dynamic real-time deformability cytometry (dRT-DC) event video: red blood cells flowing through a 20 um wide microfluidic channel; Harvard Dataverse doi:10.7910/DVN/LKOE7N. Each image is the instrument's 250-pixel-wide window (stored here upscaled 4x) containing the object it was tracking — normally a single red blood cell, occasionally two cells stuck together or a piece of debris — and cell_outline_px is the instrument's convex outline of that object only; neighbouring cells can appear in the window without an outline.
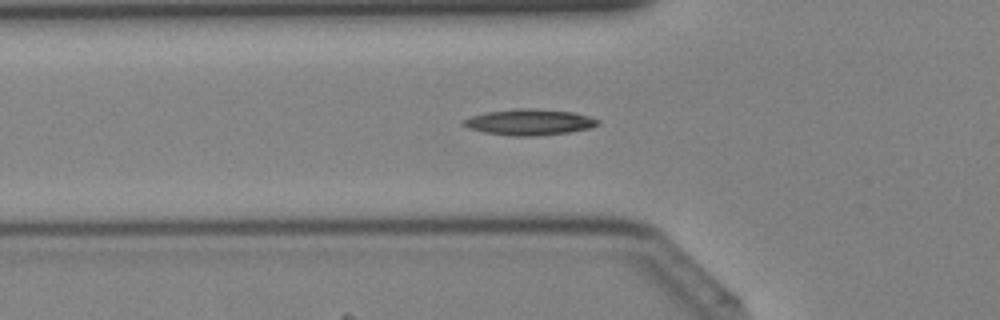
{"species": "Egyptian fruit bat (a non-hibernating species)", "species_latin": "Rousettus aegyptiacus", "temperature_condition": "cold", "stored_images_in_passage": 31, "camera_frame_rate_fps": 3000, "um_per_image_px": 0.085, "animal": {"sex": "female"}, "frame": {"image": 1, "passage_image": 3, "time_ms": 0.667, "image_size_px": [1000, 320], "cell_outline_px": [[600, 124], [592, 128], [568, 132], [536, 136], [516, 136], [484, 132], [468, 128], [460, 124], [460, 120], [484, 112], [516, 108], [532, 108], [572, 112], [588, 116], [600, 120]], "centroid_in_image_um": [44.97, 10.37], "position_along_channel_um": 80.8, "area_um2": 20.52}}
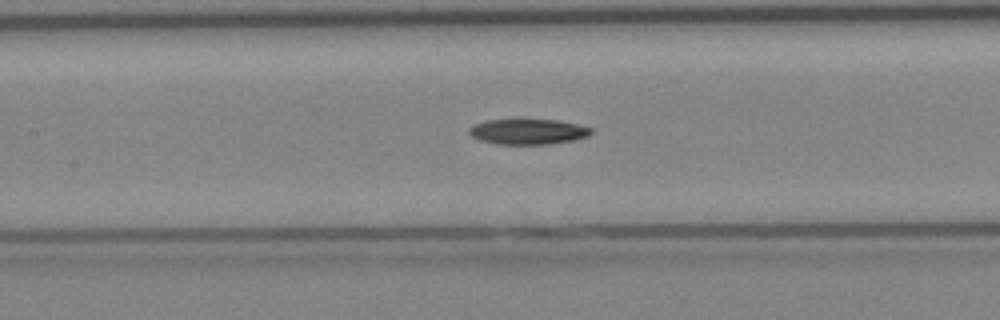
{"frame": {"image": 2, "passage_image": 8, "time_ms": 2.333, "image_size_px": [1000, 320], "cell_outline_px": [[592, 132], [588, 136], [572, 140], [552, 144], [496, 144], [480, 140], [472, 136], [468, 132], [468, 128], [476, 124], [488, 120], [556, 120], [576, 124], [592, 128]], "centroid_in_image_um": [44.87, 11.2], "position_along_channel_um": 162.5, "area_um2": 17.86}}
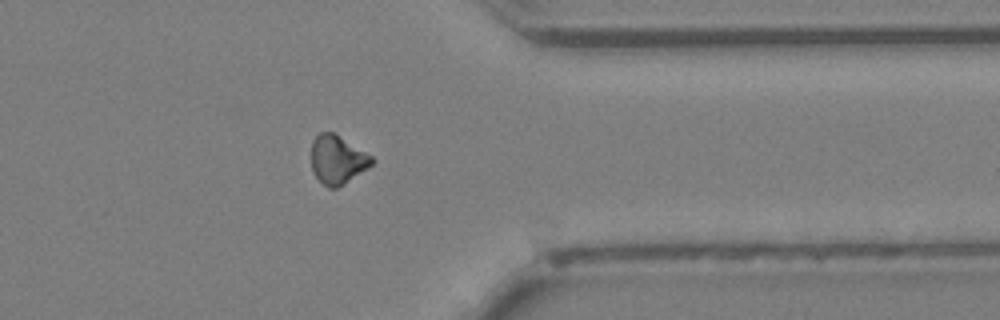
{"frame": {"image": 3, "passage_image": 22, "time_ms": 7.0, "image_size_px": [1000, 320], "cell_outline_px": [[376, 160], [368, 168], [344, 184], [336, 188], [328, 188], [312, 172], [312, 140], [320, 132], [336, 132], [372, 156]], "centroid_in_image_um": [28.7, 13.55], "position_along_channel_um": 382.7, "area_um2": 17.28}}